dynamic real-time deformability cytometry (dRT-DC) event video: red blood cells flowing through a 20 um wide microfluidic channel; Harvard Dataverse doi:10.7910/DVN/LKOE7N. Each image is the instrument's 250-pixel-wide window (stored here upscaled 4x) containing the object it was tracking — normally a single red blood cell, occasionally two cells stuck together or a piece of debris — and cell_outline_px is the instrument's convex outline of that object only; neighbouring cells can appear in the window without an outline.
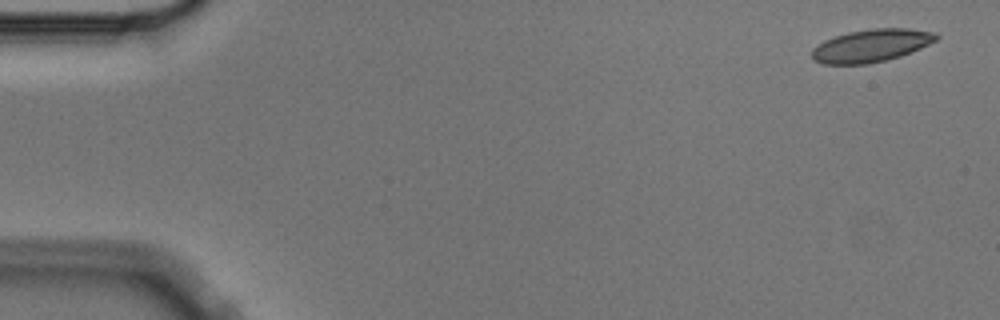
{"species": "Egyptian fruit bat (a non-hibernating species)", "species_latin": "Rousettus aegyptiacus", "temperature_condition": "cold", "stored_images_in_passage": 5, "camera_frame_rate_fps": 3000, "um_per_image_px": 0.085, "animal": {"sex": "male"}, "frame": {"image": 1, "passage_image": 1, "time_ms": 0.0, "image_size_px": [1000, 320], "cell_outline_px": [[940, 36], [936, 40], [920, 48], [900, 56], [868, 64], [824, 64], [812, 60], [812, 48], [816, 44], [824, 40], [848, 32], [872, 28], [908, 28], [936, 32]], "centroid_in_image_um": [74.03, 3.87], "position_along_channel_um": 11.0, "area_um2": 23.76}}
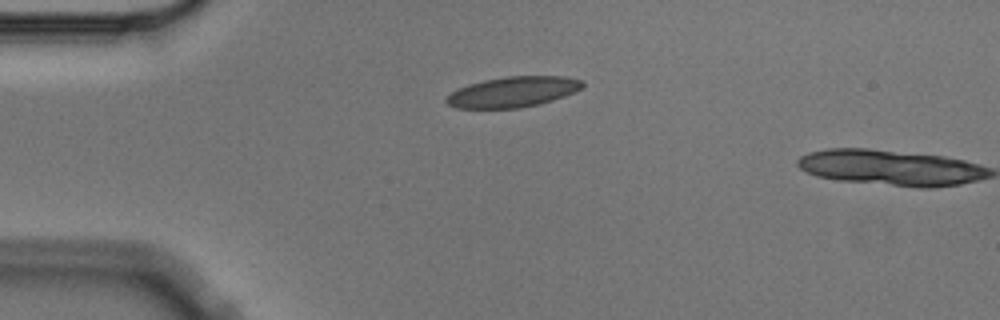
{"frame": {"image": 2, "passage_image": 4, "time_ms": 1.0, "image_size_px": [1000, 320], "cell_outline_px": [[584, 84], [580, 88], [564, 96], [540, 104], [520, 108], [456, 108], [448, 104], [444, 100], [452, 92], [468, 84], [484, 80], [504, 76], [564, 76], [584, 80]], "centroid_in_image_um": [43.6, 7.81], "position_along_channel_um": 41.4, "area_um2": 24.1}}